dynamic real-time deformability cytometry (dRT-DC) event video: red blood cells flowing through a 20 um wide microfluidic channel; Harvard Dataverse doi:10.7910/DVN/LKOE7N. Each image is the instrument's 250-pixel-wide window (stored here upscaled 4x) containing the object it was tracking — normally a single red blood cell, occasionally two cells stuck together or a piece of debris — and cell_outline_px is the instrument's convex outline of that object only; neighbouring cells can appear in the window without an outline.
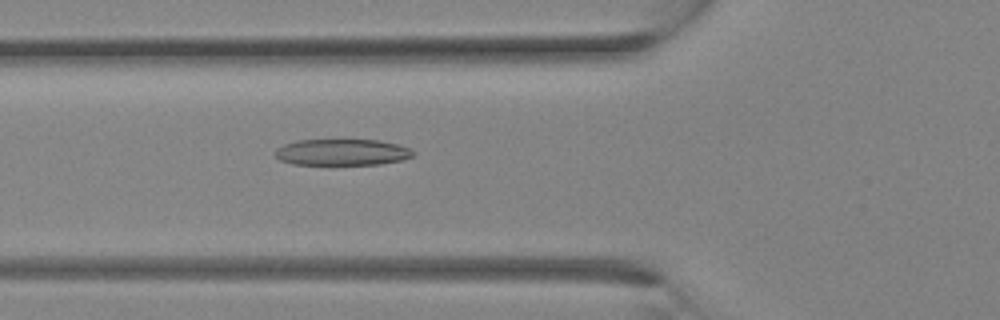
{"species": "Egyptian fruit bat (a non-hibernating species)", "species_latin": "Rousettus aegyptiacus", "temperature_condition": "room temperature", "stored_images_in_passage": 14, "camera_frame_rate_fps": 3000, "um_per_image_px": 0.085, "animal": {"sex": "female"}, "frame": {"image": 1, "passage_image": 12, "time_ms": 3.667, "image_size_px": [1000, 320], "cell_outline_px": [[416, 152], [412, 156], [404, 160], [380, 164], [292, 164], [280, 160], [276, 156], [276, 148], [284, 144], [296, 140], [380, 140], [400, 144], [412, 148]], "centroid_in_image_um": [29.14, 12.93], "position_along_channel_um": 96.7, "area_um2": 21.33}}
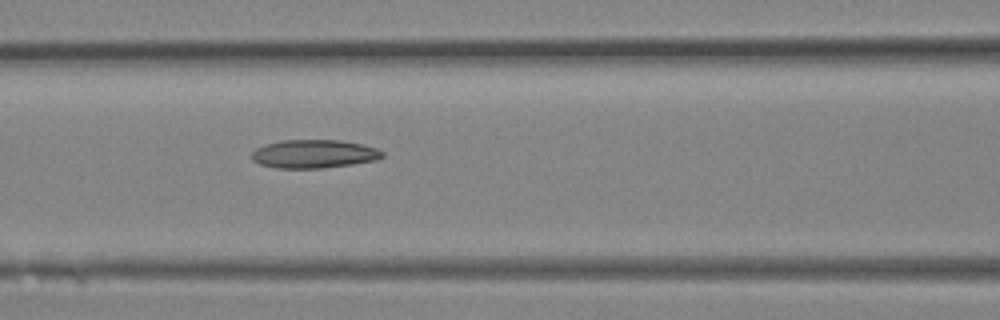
{"frame": {"image": 2, "passage_image": 14, "time_ms": 4.333, "image_size_px": [1000, 320], "cell_outline_px": [[384, 156], [376, 160], [352, 164], [324, 168], [276, 168], [260, 164], [252, 160], [252, 152], [256, 148], [264, 144], [284, 140], [340, 140], [360, 144], [376, 148], [384, 152]], "centroid_in_image_um": [26.67, 13.08], "position_along_channel_um": 139.9, "area_um2": 21.62}}